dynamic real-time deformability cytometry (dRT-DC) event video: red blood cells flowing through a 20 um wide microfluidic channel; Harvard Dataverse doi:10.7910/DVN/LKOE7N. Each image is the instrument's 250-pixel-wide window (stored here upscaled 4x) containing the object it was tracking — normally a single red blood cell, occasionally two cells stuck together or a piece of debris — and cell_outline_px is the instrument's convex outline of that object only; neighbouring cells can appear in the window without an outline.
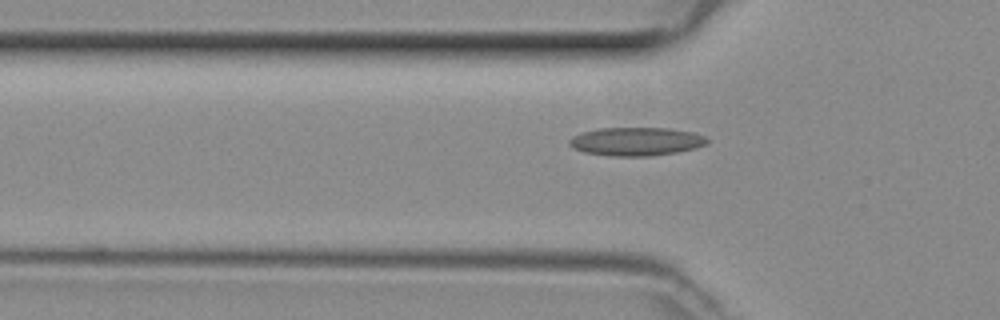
{"species": "common noctule bat (a hibernating species)", "species_latin": "Nyctalus noctula", "temperature_condition": "room temperature", "stored_images_in_passage": 35, "camera_frame_rate_fps": 3000, "um_per_image_px": 0.085, "animal": {"sex": "female", "body_mass_g": 29.2, "forearm_length_mm": 56.3}, "frame": {"image": 1, "passage_image": 9, "time_ms": 2.667, "image_size_px": [1000, 320], "cell_outline_px": [[708, 140], [704, 144], [696, 148], [676, 152], [652, 156], [612, 156], [584, 152], [572, 148], [568, 144], [568, 140], [572, 136], [580, 132], [596, 128], [668, 128], [692, 132], [704, 136]], "centroid_in_image_um": [54.0, 12.02], "position_along_channel_um": 71.8, "area_um2": 22.89}}
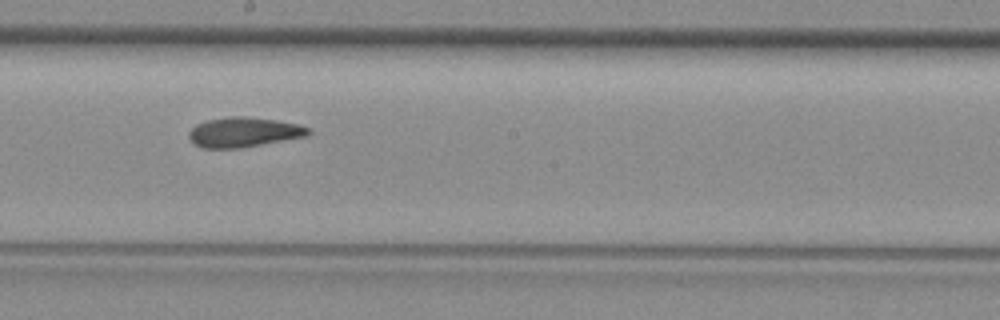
{"frame": {"image": 2, "passage_image": 20, "time_ms": 6.333, "image_size_px": [1000, 320], "cell_outline_px": [[312, 132], [304, 136], [240, 148], [200, 148], [192, 144], [188, 136], [188, 132], [196, 124], [208, 120], [228, 116], [244, 116], [276, 120], [300, 124], [308, 128]], "centroid_in_image_um": [20.66, 11.23], "position_along_channel_um": 227.5, "area_um2": 20.75}}
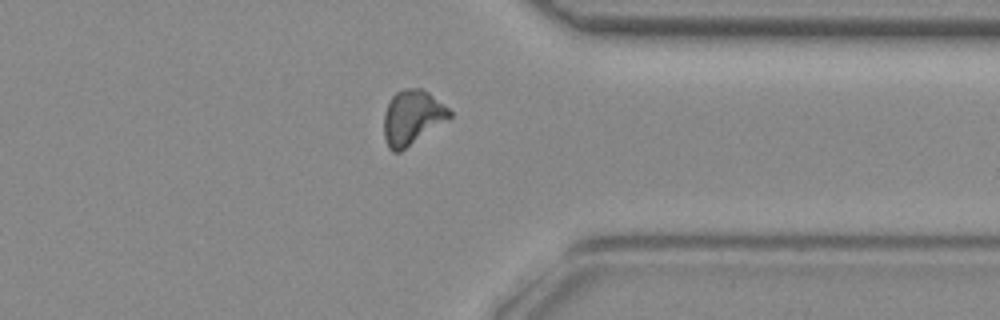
{"frame": {"image": 3, "passage_image": 31, "time_ms": 10.0, "image_size_px": [1000, 320], "cell_outline_px": [[452, 116], [400, 152], [392, 152], [388, 148], [384, 136], [384, 112], [392, 96], [396, 92], [404, 88], [420, 88], [428, 92], [448, 108], [452, 112]], "centroid_in_image_um": [35.01, 9.98], "position_along_channel_um": 376.4, "area_um2": 20.63}}